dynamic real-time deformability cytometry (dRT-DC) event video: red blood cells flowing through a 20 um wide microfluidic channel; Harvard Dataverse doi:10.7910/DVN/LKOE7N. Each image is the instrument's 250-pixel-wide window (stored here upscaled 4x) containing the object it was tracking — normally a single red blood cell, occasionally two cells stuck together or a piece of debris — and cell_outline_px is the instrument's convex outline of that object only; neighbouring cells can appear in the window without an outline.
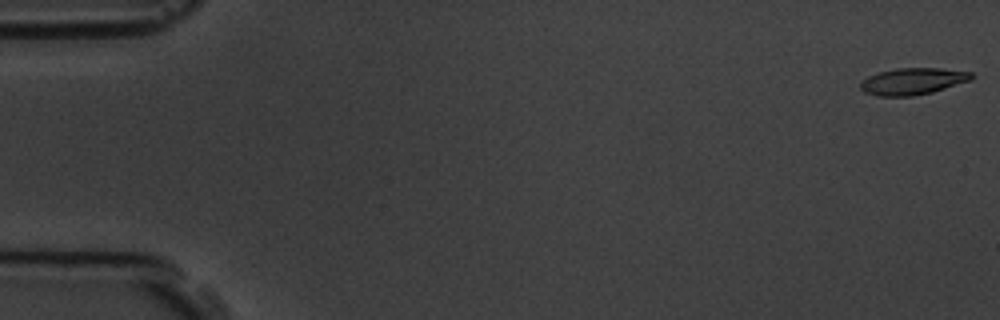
{"species": "common noctule bat (a hibernating species)", "species_latin": "Nyctalus noctula", "temperature_condition": "room temperature", "stored_images_in_passage": 4, "camera_frame_rate_fps": 3000, "um_per_image_px": 0.085, "animal": {"sex": "male", "body_mass_g": 19.5, "forearm_length_mm": 54.6}, "frame": {"image": 1, "passage_image": 1, "time_ms": 0.0, "image_size_px": [1000, 320], "cell_outline_px": [[976, 76], [972, 80], [932, 92], [912, 96], [876, 96], [864, 92], [860, 88], [860, 84], [868, 76], [880, 72], [896, 68], [940, 68], [972, 72]], "centroid_in_image_um": [77.62, 6.91], "position_along_channel_um": 7.4, "area_um2": 17.34}}